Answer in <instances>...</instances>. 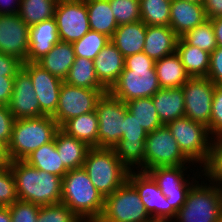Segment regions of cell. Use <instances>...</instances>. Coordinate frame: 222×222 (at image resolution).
Here are the masks:
<instances>
[{
	"label": "cell",
	"instance_id": "6da1fadb",
	"mask_svg": "<svg viewBox=\"0 0 222 222\" xmlns=\"http://www.w3.org/2000/svg\"><path fill=\"white\" fill-rule=\"evenodd\" d=\"M160 89L155 61L141 52L125 57L124 69L108 92L126 103L152 97Z\"/></svg>",
	"mask_w": 222,
	"mask_h": 222
},
{
	"label": "cell",
	"instance_id": "7a4b0ae2",
	"mask_svg": "<svg viewBox=\"0 0 222 222\" xmlns=\"http://www.w3.org/2000/svg\"><path fill=\"white\" fill-rule=\"evenodd\" d=\"M9 166L15 178L19 200L40 206L60 203L63 178L38 170L24 160L11 161Z\"/></svg>",
	"mask_w": 222,
	"mask_h": 222
},
{
	"label": "cell",
	"instance_id": "3957f363",
	"mask_svg": "<svg viewBox=\"0 0 222 222\" xmlns=\"http://www.w3.org/2000/svg\"><path fill=\"white\" fill-rule=\"evenodd\" d=\"M59 129L52 116L15 120L11 140L6 147L9 162L24 160L40 146L52 142Z\"/></svg>",
	"mask_w": 222,
	"mask_h": 222
},
{
	"label": "cell",
	"instance_id": "277c9868",
	"mask_svg": "<svg viewBox=\"0 0 222 222\" xmlns=\"http://www.w3.org/2000/svg\"><path fill=\"white\" fill-rule=\"evenodd\" d=\"M104 201L83 167L69 170L64 175L60 203L67 205L83 222L101 215Z\"/></svg>",
	"mask_w": 222,
	"mask_h": 222
},
{
	"label": "cell",
	"instance_id": "5b68a950",
	"mask_svg": "<svg viewBox=\"0 0 222 222\" xmlns=\"http://www.w3.org/2000/svg\"><path fill=\"white\" fill-rule=\"evenodd\" d=\"M83 169L104 198L116 191L127 180L129 173L113 148H90Z\"/></svg>",
	"mask_w": 222,
	"mask_h": 222
},
{
	"label": "cell",
	"instance_id": "8992f818",
	"mask_svg": "<svg viewBox=\"0 0 222 222\" xmlns=\"http://www.w3.org/2000/svg\"><path fill=\"white\" fill-rule=\"evenodd\" d=\"M197 181L172 222H218L222 210V188ZM203 183V184H202Z\"/></svg>",
	"mask_w": 222,
	"mask_h": 222
},
{
	"label": "cell",
	"instance_id": "52a82bcc",
	"mask_svg": "<svg viewBox=\"0 0 222 222\" xmlns=\"http://www.w3.org/2000/svg\"><path fill=\"white\" fill-rule=\"evenodd\" d=\"M166 125L183 154L193 165L197 163L201 168L208 160L212 139H214L207 126L186 116L177 118Z\"/></svg>",
	"mask_w": 222,
	"mask_h": 222
},
{
	"label": "cell",
	"instance_id": "ba28073f",
	"mask_svg": "<svg viewBox=\"0 0 222 222\" xmlns=\"http://www.w3.org/2000/svg\"><path fill=\"white\" fill-rule=\"evenodd\" d=\"M192 165L180 150L167 125L147 134L145 140L144 172L154 167Z\"/></svg>",
	"mask_w": 222,
	"mask_h": 222
},
{
	"label": "cell",
	"instance_id": "9c48e42d",
	"mask_svg": "<svg viewBox=\"0 0 222 222\" xmlns=\"http://www.w3.org/2000/svg\"><path fill=\"white\" fill-rule=\"evenodd\" d=\"M102 215L114 222H154L137 190L128 180L105 197Z\"/></svg>",
	"mask_w": 222,
	"mask_h": 222
},
{
	"label": "cell",
	"instance_id": "30bf717a",
	"mask_svg": "<svg viewBox=\"0 0 222 222\" xmlns=\"http://www.w3.org/2000/svg\"><path fill=\"white\" fill-rule=\"evenodd\" d=\"M189 166L191 165L154 167L147 171L157 183L163 195L166 197L167 202L176 212L185 203L189 190L197 182L198 178L202 179L200 177L202 173L201 168L195 169L196 171L198 170V173H194L193 170L194 177L193 174L191 178L189 174H184L185 171L187 172V168H189V171L192 170Z\"/></svg>",
	"mask_w": 222,
	"mask_h": 222
},
{
	"label": "cell",
	"instance_id": "8fae6325",
	"mask_svg": "<svg viewBox=\"0 0 222 222\" xmlns=\"http://www.w3.org/2000/svg\"><path fill=\"white\" fill-rule=\"evenodd\" d=\"M127 105L122 100L104 93L97 101L98 148H113L122 137Z\"/></svg>",
	"mask_w": 222,
	"mask_h": 222
},
{
	"label": "cell",
	"instance_id": "7c38bea8",
	"mask_svg": "<svg viewBox=\"0 0 222 222\" xmlns=\"http://www.w3.org/2000/svg\"><path fill=\"white\" fill-rule=\"evenodd\" d=\"M147 132L128 109L125 111L122 137L113 147L116 156L129 170L144 172L145 140Z\"/></svg>",
	"mask_w": 222,
	"mask_h": 222
},
{
	"label": "cell",
	"instance_id": "4fadbf2b",
	"mask_svg": "<svg viewBox=\"0 0 222 222\" xmlns=\"http://www.w3.org/2000/svg\"><path fill=\"white\" fill-rule=\"evenodd\" d=\"M107 89H87L69 85L63 81L58 100V108L52 118L61 127L71 118L96 110L98 99Z\"/></svg>",
	"mask_w": 222,
	"mask_h": 222
},
{
	"label": "cell",
	"instance_id": "5bb4252c",
	"mask_svg": "<svg viewBox=\"0 0 222 222\" xmlns=\"http://www.w3.org/2000/svg\"><path fill=\"white\" fill-rule=\"evenodd\" d=\"M127 180L137 190L154 222H172L177 212L167 202L157 183L147 172L129 171Z\"/></svg>",
	"mask_w": 222,
	"mask_h": 222
},
{
	"label": "cell",
	"instance_id": "9a60e30c",
	"mask_svg": "<svg viewBox=\"0 0 222 222\" xmlns=\"http://www.w3.org/2000/svg\"><path fill=\"white\" fill-rule=\"evenodd\" d=\"M54 18L62 42L73 43L90 31L85 0H58Z\"/></svg>",
	"mask_w": 222,
	"mask_h": 222
},
{
	"label": "cell",
	"instance_id": "2e32d148",
	"mask_svg": "<svg viewBox=\"0 0 222 222\" xmlns=\"http://www.w3.org/2000/svg\"><path fill=\"white\" fill-rule=\"evenodd\" d=\"M215 84L207 77H190L182 86L185 116L208 127Z\"/></svg>",
	"mask_w": 222,
	"mask_h": 222
},
{
	"label": "cell",
	"instance_id": "e0dca14e",
	"mask_svg": "<svg viewBox=\"0 0 222 222\" xmlns=\"http://www.w3.org/2000/svg\"><path fill=\"white\" fill-rule=\"evenodd\" d=\"M22 68L29 74L40 104V116H53L58 108L63 80L51 75L36 62H24Z\"/></svg>",
	"mask_w": 222,
	"mask_h": 222
},
{
	"label": "cell",
	"instance_id": "ac0fdd59",
	"mask_svg": "<svg viewBox=\"0 0 222 222\" xmlns=\"http://www.w3.org/2000/svg\"><path fill=\"white\" fill-rule=\"evenodd\" d=\"M29 29L18 14L0 15V52L26 62Z\"/></svg>",
	"mask_w": 222,
	"mask_h": 222
},
{
	"label": "cell",
	"instance_id": "d6986e66",
	"mask_svg": "<svg viewBox=\"0 0 222 222\" xmlns=\"http://www.w3.org/2000/svg\"><path fill=\"white\" fill-rule=\"evenodd\" d=\"M8 107L15 120L40 117V104L34 86L23 68L15 75Z\"/></svg>",
	"mask_w": 222,
	"mask_h": 222
},
{
	"label": "cell",
	"instance_id": "ffe728a7",
	"mask_svg": "<svg viewBox=\"0 0 222 222\" xmlns=\"http://www.w3.org/2000/svg\"><path fill=\"white\" fill-rule=\"evenodd\" d=\"M206 18L203 3L172 0L169 27L182 37L187 31L202 24Z\"/></svg>",
	"mask_w": 222,
	"mask_h": 222
},
{
	"label": "cell",
	"instance_id": "44dd1931",
	"mask_svg": "<svg viewBox=\"0 0 222 222\" xmlns=\"http://www.w3.org/2000/svg\"><path fill=\"white\" fill-rule=\"evenodd\" d=\"M59 41L57 23L54 17L31 26L26 62H37Z\"/></svg>",
	"mask_w": 222,
	"mask_h": 222
},
{
	"label": "cell",
	"instance_id": "7402d4cb",
	"mask_svg": "<svg viewBox=\"0 0 222 222\" xmlns=\"http://www.w3.org/2000/svg\"><path fill=\"white\" fill-rule=\"evenodd\" d=\"M125 57L110 41L93 60L99 82L109 90L124 69Z\"/></svg>",
	"mask_w": 222,
	"mask_h": 222
},
{
	"label": "cell",
	"instance_id": "603a6c76",
	"mask_svg": "<svg viewBox=\"0 0 222 222\" xmlns=\"http://www.w3.org/2000/svg\"><path fill=\"white\" fill-rule=\"evenodd\" d=\"M179 36L169 26H147L143 51L154 61L176 52Z\"/></svg>",
	"mask_w": 222,
	"mask_h": 222
},
{
	"label": "cell",
	"instance_id": "cb8c5ba5",
	"mask_svg": "<svg viewBox=\"0 0 222 222\" xmlns=\"http://www.w3.org/2000/svg\"><path fill=\"white\" fill-rule=\"evenodd\" d=\"M152 100L162 124L185 116V100L182 87L161 88Z\"/></svg>",
	"mask_w": 222,
	"mask_h": 222
},
{
	"label": "cell",
	"instance_id": "d4e9b609",
	"mask_svg": "<svg viewBox=\"0 0 222 222\" xmlns=\"http://www.w3.org/2000/svg\"><path fill=\"white\" fill-rule=\"evenodd\" d=\"M146 31L147 26L140 20L118 26L110 40L127 57L143 51Z\"/></svg>",
	"mask_w": 222,
	"mask_h": 222
},
{
	"label": "cell",
	"instance_id": "484cf974",
	"mask_svg": "<svg viewBox=\"0 0 222 222\" xmlns=\"http://www.w3.org/2000/svg\"><path fill=\"white\" fill-rule=\"evenodd\" d=\"M75 60L72 43L59 41L54 47L36 63L63 81Z\"/></svg>",
	"mask_w": 222,
	"mask_h": 222
},
{
	"label": "cell",
	"instance_id": "4316f807",
	"mask_svg": "<svg viewBox=\"0 0 222 222\" xmlns=\"http://www.w3.org/2000/svg\"><path fill=\"white\" fill-rule=\"evenodd\" d=\"M54 141L61 161L68 170L83 167L86 155L91 147L85 142L67 135L61 129L57 131Z\"/></svg>",
	"mask_w": 222,
	"mask_h": 222
},
{
	"label": "cell",
	"instance_id": "83f0119b",
	"mask_svg": "<svg viewBox=\"0 0 222 222\" xmlns=\"http://www.w3.org/2000/svg\"><path fill=\"white\" fill-rule=\"evenodd\" d=\"M160 88L182 87L190 78L176 52L155 61Z\"/></svg>",
	"mask_w": 222,
	"mask_h": 222
},
{
	"label": "cell",
	"instance_id": "f1b7e54d",
	"mask_svg": "<svg viewBox=\"0 0 222 222\" xmlns=\"http://www.w3.org/2000/svg\"><path fill=\"white\" fill-rule=\"evenodd\" d=\"M176 53L190 77H207L210 53L189 45L182 37L178 39Z\"/></svg>",
	"mask_w": 222,
	"mask_h": 222
},
{
	"label": "cell",
	"instance_id": "f546056e",
	"mask_svg": "<svg viewBox=\"0 0 222 222\" xmlns=\"http://www.w3.org/2000/svg\"><path fill=\"white\" fill-rule=\"evenodd\" d=\"M60 129L67 135L85 142L89 147L98 148V117L96 110L71 118Z\"/></svg>",
	"mask_w": 222,
	"mask_h": 222
},
{
	"label": "cell",
	"instance_id": "4dcf8cb0",
	"mask_svg": "<svg viewBox=\"0 0 222 222\" xmlns=\"http://www.w3.org/2000/svg\"><path fill=\"white\" fill-rule=\"evenodd\" d=\"M90 30L108 36L110 39L118 27L109 0H85Z\"/></svg>",
	"mask_w": 222,
	"mask_h": 222
},
{
	"label": "cell",
	"instance_id": "1f68e13d",
	"mask_svg": "<svg viewBox=\"0 0 222 222\" xmlns=\"http://www.w3.org/2000/svg\"><path fill=\"white\" fill-rule=\"evenodd\" d=\"M24 161L38 170L55 174L61 178L69 171L61 161L54 140L40 146L29 154Z\"/></svg>",
	"mask_w": 222,
	"mask_h": 222
},
{
	"label": "cell",
	"instance_id": "d6a6232c",
	"mask_svg": "<svg viewBox=\"0 0 222 222\" xmlns=\"http://www.w3.org/2000/svg\"><path fill=\"white\" fill-rule=\"evenodd\" d=\"M65 83L87 89H106L98 80L92 60L75 57Z\"/></svg>",
	"mask_w": 222,
	"mask_h": 222
},
{
	"label": "cell",
	"instance_id": "836d02e7",
	"mask_svg": "<svg viewBox=\"0 0 222 222\" xmlns=\"http://www.w3.org/2000/svg\"><path fill=\"white\" fill-rule=\"evenodd\" d=\"M58 0H21L18 15L29 26L54 17Z\"/></svg>",
	"mask_w": 222,
	"mask_h": 222
},
{
	"label": "cell",
	"instance_id": "e575fe53",
	"mask_svg": "<svg viewBox=\"0 0 222 222\" xmlns=\"http://www.w3.org/2000/svg\"><path fill=\"white\" fill-rule=\"evenodd\" d=\"M128 111L135 116V119L150 133L163 124L161 123L152 97L138 98L126 102Z\"/></svg>",
	"mask_w": 222,
	"mask_h": 222
},
{
	"label": "cell",
	"instance_id": "d590c367",
	"mask_svg": "<svg viewBox=\"0 0 222 222\" xmlns=\"http://www.w3.org/2000/svg\"><path fill=\"white\" fill-rule=\"evenodd\" d=\"M172 0H139L141 21L146 26H169Z\"/></svg>",
	"mask_w": 222,
	"mask_h": 222
},
{
	"label": "cell",
	"instance_id": "8d00e7d4",
	"mask_svg": "<svg viewBox=\"0 0 222 222\" xmlns=\"http://www.w3.org/2000/svg\"><path fill=\"white\" fill-rule=\"evenodd\" d=\"M110 41L108 36L90 30L80 40L72 43L75 57H82L93 61Z\"/></svg>",
	"mask_w": 222,
	"mask_h": 222
},
{
	"label": "cell",
	"instance_id": "74e56055",
	"mask_svg": "<svg viewBox=\"0 0 222 222\" xmlns=\"http://www.w3.org/2000/svg\"><path fill=\"white\" fill-rule=\"evenodd\" d=\"M182 38L189 44L200 48L208 53H212L217 48L214 29L210 19L194 29L187 31Z\"/></svg>",
	"mask_w": 222,
	"mask_h": 222
},
{
	"label": "cell",
	"instance_id": "f35d334b",
	"mask_svg": "<svg viewBox=\"0 0 222 222\" xmlns=\"http://www.w3.org/2000/svg\"><path fill=\"white\" fill-rule=\"evenodd\" d=\"M201 169L205 176L202 178L222 188V143L218 139H213L208 160Z\"/></svg>",
	"mask_w": 222,
	"mask_h": 222
},
{
	"label": "cell",
	"instance_id": "ab89813d",
	"mask_svg": "<svg viewBox=\"0 0 222 222\" xmlns=\"http://www.w3.org/2000/svg\"><path fill=\"white\" fill-rule=\"evenodd\" d=\"M36 222H83V220L67 205L58 203L40 206Z\"/></svg>",
	"mask_w": 222,
	"mask_h": 222
},
{
	"label": "cell",
	"instance_id": "60d3db41",
	"mask_svg": "<svg viewBox=\"0 0 222 222\" xmlns=\"http://www.w3.org/2000/svg\"><path fill=\"white\" fill-rule=\"evenodd\" d=\"M118 26L141 20L139 0H109Z\"/></svg>",
	"mask_w": 222,
	"mask_h": 222
},
{
	"label": "cell",
	"instance_id": "b9f144b4",
	"mask_svg": "<svg viewBox=\"0 0 222 222\" xmlns=\"http://www.w3.org/2000/svg\"><path fill=\"white\" fill-rule=\"evenodd\" d=\"M18 200L15 178L9 164L0 167V207H9Z\"/></svg>",
	"mask_w": 222,
	"mask_h": 222
},
{
	"label": "cell",
	"instance_id": "7bdbcfd3",
	"mask_svg": "<svg viewBox=\"0 0 222 222\" xmlns=\"http://www.w3.org/2000/svg\"><path fill=\"white\" fill-rule=\"evenodd\" d=\"M207 128L214 139H217L222 135V85L215 86L210 124Z\"/></svg>",
	"mask_w": 222,
	"mask_h": 222
},
{
	"label": "cell",
	"instance_id": "ee69618b",
	"mask_svg": "<svg viewBox=\"0 0 222 222\" xmlns=\"http://www.w3.org/2000/svg\"><path fill=\"white\" fill-rule=\"evenodd\" d=\"M40 205L18 200L9 206L12 222H36Z\"/></svg>",
	"mask_w": 222,
	"mask_h": 222
},
{
	"label": "cell",
	"instance_id": "f6af8a7d",
	"mask_svg": "<svg viewBox=\"0 0 222 222\" xmlns=\"http://www.w3.org/2000/svg\"><path fill=\"white\" fill-rule=\"evenodd\" d=\"M15 118L6 105H0V142L7 147L12 137Z\"/></svg>",
	"mask_w": 222,
	"mask_h": 222
},
{
	"label": "cell",
	"instance_id": "bcb514c9",
	"mask_svg": "<svg viewBox=\"0 0 222 222\" xmlns=\"http://www.w3.org/2000/svg\"><path fill=\"white\" fill-rule=\"evenodd\" d=\"M207 78L215 85H222V47L217 46L210 54V67Z\"/></svg>",
	"mask_w": 222,
	"mask_h": 222
},
{
	"label": "cell",
	"instance_id": "7dc6e473",
	"mask_svg": "<svg viewBox=\"0 0 222 222\" xmlns=\"http://www.w3.org/2000/svg\"><path fill=\"white\" fill-rule=\"evenodd\" d=\"M22 65L23 62L18 58L0 52V77H15Z\"/></svg>",
	"mask_w": 222,
	"mask_h": 222
},
{
	"label": "cell",
	"instance_id": "c3c4849f",
	"mask_svg": "<svg viewBox=\"0 0 222 222\" xmlns=\"http://www.w3.org/2000/svg\"><path fill=\"white\" fill-rule=\"evenodd\" d=\"M14 78L0 77V105H9L13 92Z\"/></svg>",
	"mask_w": 222,
	"mask_h": 222
},
{
	"label": "cell",
	"instance_id": "681fc988",
	"mask_svg": "<svg viewBox=\"0 0 222 222\" xmlns=\"http://www.w3.org/2000/svg\"><path fill=\"white\" fill-rule=\"evenodd\" d=\"M207 19L222 17V0H203Z\"/></svg>",
	"mask_w": 222,
	"mask_h": 222
},
{
	"label": "cell",
	"instance_id": "f907efd6",
	"mask_svg": "<svg viewBox=\"0 0 222 222\" xmlns=\"http://www.w3.org/2000/svg\"><path fill=\"white\" fill-rule=\"evenodd\" d=\"M20 3L21 0H0V15L18 14Z\"/></svg>",
	"mask_w": 222,
	"mask_h": 222
},
{
	"label": "cell",
	"instance_id": "816d5d0a",
	"mask_svg": "<svg viewBox=\"0 0 222 222\" xmlns=\"http://www.w3.org/2000/svg\"><path fill=\"white\" fill-rule=\"evenodd\" d=\"M214 29L217 46L222 47V17L210 19Z\"/></svg>",
	"mask_w": 222,
	"mask_h": 222
},
{
	"label": "cell",
	"instance_id": "f5cc1de1",
	"mask_svg": "<svg viewBox=\"0 0 222 222\" xmlns=\"http://www.w3.org/2000/svg\"><path fill=\"white\" fill-rule=\"evenodd\" d=\"M0 222H12L9 207H0Z\"/></svg>",
	"mask_w": 222,
	"mask_h": 222
},
{
	"label": "cell",
	"instance_id": "db71d44e",
	"mask_svg": "<svg viewBox=\"0 0 222 222\" xmlns=\"http://www.w3.org/2000/svg\"><path fill=\"white\" fill-rule=\"evenodd\" d=\"M9 164V160L6 153V147L0 142V167H4Z\"/></svg>",
	"mask_w": 222,
	"mask_h": 222
},
{
	"label": "cell",
	"instance_id": "11a10c76",
	"mask_svg": "<svg viewBox=\"0 0 222 222\" xmlns=\"http://www.w3.org/2000/svg\"><path fill=\"white\" fill-rule=\"evenodd\" d=\"M84 222H114V221H111L109 219H106L102 214L101 215H98L94 218H91V219H87L85 220Z\"/></svg>",
	"mask_w": 222,
	"mask_h": 222
},
{
	"label": "cell",
	"instance_id": "9f6ffc18",
	"mask_svg": "<svg viewBox=\"0 0 222 222\" xmlns=\"http://www.w3.org/2000/svg\"><path fill=\"white\" fill-rule=\"evenodd\" d=\"M184 1H190L194 3H203V0H184Z\"/></svg>",
	"mask_w": 222,
	"mask_h": 222
},
{
	"label": "cell",
	"instance_id": "6f0895ef",
	"mask_svg": "<svg viewBox=\"0 0 222 222\" xmlns=\"http://www.w3.org/2000/svg\"><path fill=\"white\" fill-rule=\"evenodd\" d=\"M218 222H222V210H221V214H220V218H219Z\"/></svg>",
	"mask_w": 222,
	"mask_h": 222
},
{
	"label": "cell",
	"instance_id": "680465c9",
	"mask_svg": "<svg viewBox=\"0 0 222 222\" xmlns=\"http://www.w3.org/2000/svg\"><path fill=\"white\" fill-rule=\"evenodd\" d=\"M222 143V135L217 138Z\"/></svg>",
	"mask_w": 222,
	"mask_h": 222
}]
</instances>
